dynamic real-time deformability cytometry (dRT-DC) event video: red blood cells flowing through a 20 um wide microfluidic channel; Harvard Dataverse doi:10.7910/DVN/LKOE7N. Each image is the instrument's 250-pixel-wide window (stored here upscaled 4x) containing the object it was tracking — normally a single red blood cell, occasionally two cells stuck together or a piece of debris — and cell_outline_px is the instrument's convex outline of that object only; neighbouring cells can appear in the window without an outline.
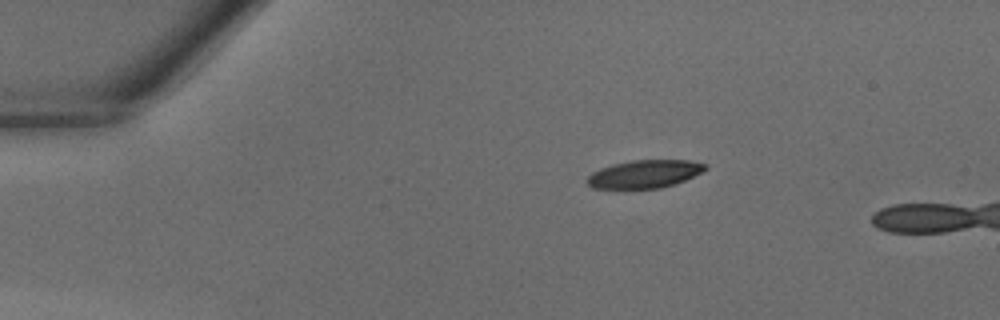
{"species": "common noctule bat (a hibernating species)", "species_latin": "Nyctalus noctula", "temperature_condition": "warm", "stored_images_in_passage": 32, "camera_frame_rate_fps": 3000, "um_per_image_px": 0.085, "animal": {"sex": "male", "body_mass_g": 18.8}, "frame": {"image": 1, "passage_image": 1, "time_ms": 0.0, "image_size_px": [1000, 320], "cell_outline_px": [[708, 168], [684, 180], [660, 188], [592, 188], [584, 180], [592, 172], [600, 168], [612, 164], [632, 160], [688, 160], [708, 164]], "centroid_in_image_um": [54.75, 14.78], "position_along_channel_um": 30.3, "area_um2": 19.13}}
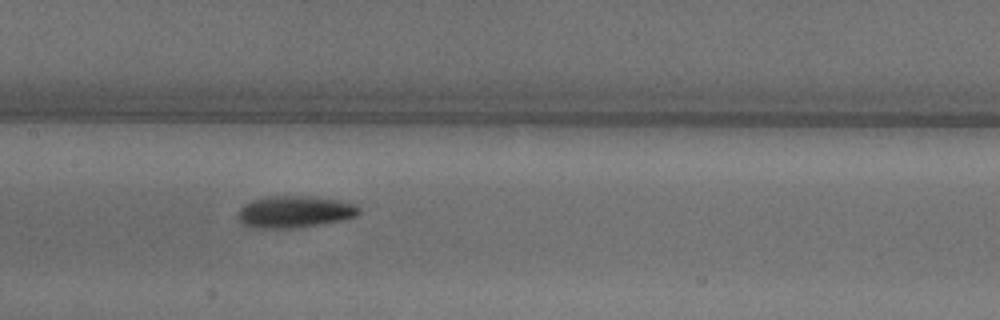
{"frame": {"image": 2, "passage_image": 14, "time_ms": 4.333, "image_size_px": [1000, 320], "cell_outline_px": [[360, 212], [356, 216], [344, 220], [320, 224], [288, 228], [248, 228], [236, 216], [240, 208], [244, 204], [252, 200], [268, 196], [316, 196], [356, 204], [360, 208]], "centroid_in_image_um": [25.03, 18.0], "position_along_channel_um": 182.4, "area_um2": 22.6}}
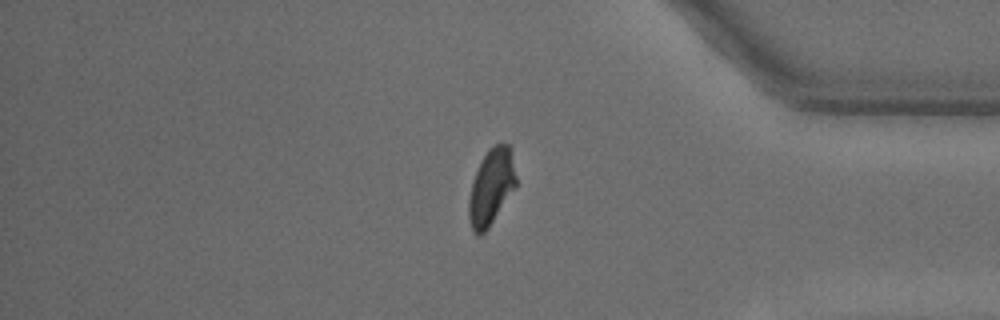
{"frame": {"image": 3, "passage_image": 28, "time_ms": 9.0, "image_size_px": [1000, 320], "cell_outline_px": [[516, 188], [488, 228], [480, 236], [476, 236], [472, 232], [468, 220], [468, 200], [472, 180], [488, 148], [492, 144], [508, 144], [516, 176]], "centroid_in_image_um": [41.72, 15.95], "position_along_channel_um": 393.5, "area_um2": 21.04}}